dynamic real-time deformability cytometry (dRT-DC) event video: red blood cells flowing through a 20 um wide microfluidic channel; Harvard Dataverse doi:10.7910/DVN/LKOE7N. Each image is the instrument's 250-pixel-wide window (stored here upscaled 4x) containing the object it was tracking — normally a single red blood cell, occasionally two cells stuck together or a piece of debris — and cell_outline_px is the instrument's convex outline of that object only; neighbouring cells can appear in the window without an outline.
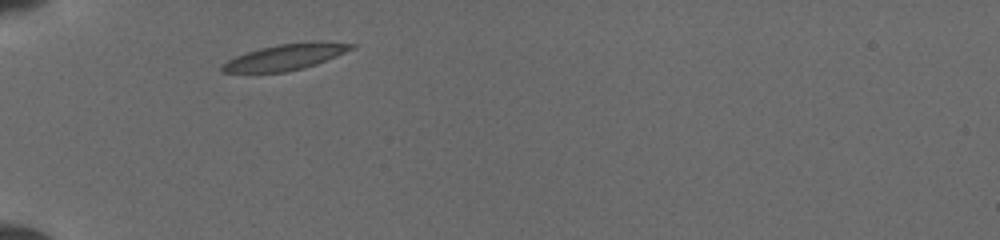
{"species": "common noctule bat (a hibernating species)", "species_latin": "Nyctalus noctula", "temperature_condition": "cold", "stored_images_in_passage": 9, "camera_frame_rate_fps": 3000, "um_per_image_px": 0.085, "animal": {"sex": "female", "body_mass_g": 19.5, "forearm_length_mm": 54.1}, "frame": {"image": 1, "passage_image": 1, "time_ms": 0.0, "image_size_px": [1000, 240], "cell_outline_px": [[356, 44], [352, 48], [336, 56], [316, 64], [304, 68], [284, 72], [220, 72], [220, 64], [236, 56], [260, 48], [280, 44], [308, 40], [324, 40]], "centroid_in_image_um": [24.28, 4.82], "position_along_channel_um": 60.7, "area_um2": 19.71}}
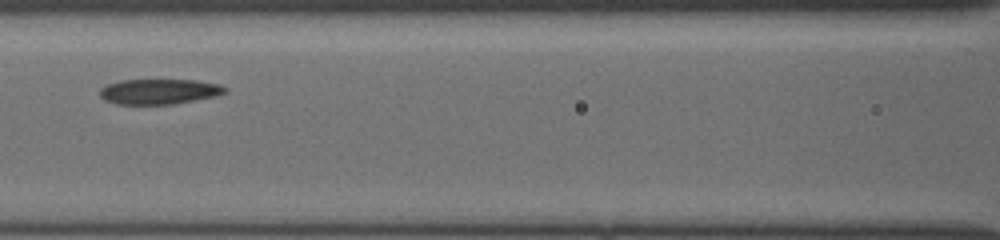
{"frame": {"image": 2, "passage_image": 4, "time_ms": 2.667, "image_size_px": [1000, 240], "cell_outline_px": [[228, 92], [216, 96], [172, 104], [116, 104], [104, 100], [100, 96], [100, 88], [108, 84], [120, 80], [196, 80], [220, 84], [228, 88]], "centroid_in_image_um": [13.55, 7.78], "position_along_channel_um": 153.1, "area_um2": 18.5}}
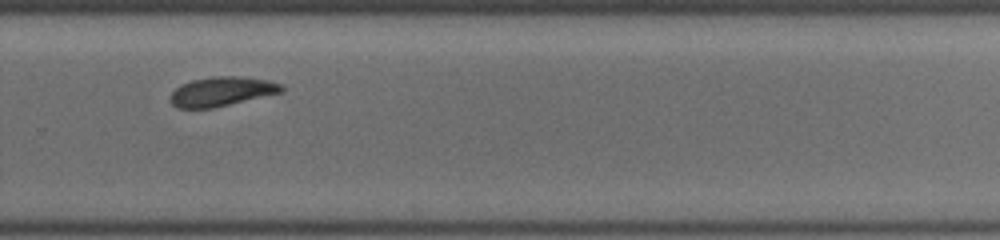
{"frame": {"image": 3, "passage_image": 8, "time_ms": 6.667, "image_size_px": [1000, 240], "cell_outline_px": [[284, 92], [212, 108], [176, 108], [172, 104], [172, 92], [180, 84], [192, 80], [212, 76], [236, 76], [268, 80], [280, 84], [284, 88]], "centroid_in_image_um": [18.86, 7.77], "position_along_channel_um": 310.9, "area_um2": 18.9}}